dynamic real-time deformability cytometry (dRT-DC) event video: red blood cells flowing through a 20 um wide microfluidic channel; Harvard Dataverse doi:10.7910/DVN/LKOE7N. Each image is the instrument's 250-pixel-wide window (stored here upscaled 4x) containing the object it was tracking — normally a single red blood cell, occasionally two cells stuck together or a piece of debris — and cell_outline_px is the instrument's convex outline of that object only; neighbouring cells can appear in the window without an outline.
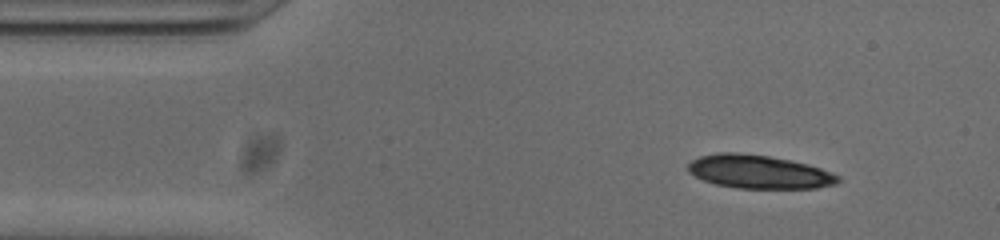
{"species": "common noctule bat (a hibernating species)", "species_latin": "Nyctalus noctula", "temperature_condition": "cold", "stored_images_in_passage": 47, "camera_frame_rate_fps": 3000, "um_per_image_px": 0.085, "animal": {"sex": "male", "body_mass_g": 20.0, "forearm_length_mm": 53.3}, "frame": {"image": 1, "passage_image": 1, "time_ms": 0.0, "image_size_px": [1000, 240], "cell_outline_px": [[840, 180], [836, 184], [816, 188], [736, 188], [716, 184], [704, 180], [688, 172], [688, 164], [692, 160], [700, 156], [720, 152], [736, 152], [768, 156], [792, 160], [808, 164], [832, 172], [840, 176]], "centroid_in_image_um": [64.53, 14.6], "position_along_channel_um": 20.5, "area_um2": 29.25}, "authors_computed_cell_mechanics": {"area_um2": 19.9988, "velocity_mm_per_s": 3.7933, "shape_relaxation_time_tau1_ms": 4.2783, "shape_relaxation_time_tau2_ms": 1.8332, "deformation_change_tau1": 0.152, "deformation_change_tau2": 0.0781}}